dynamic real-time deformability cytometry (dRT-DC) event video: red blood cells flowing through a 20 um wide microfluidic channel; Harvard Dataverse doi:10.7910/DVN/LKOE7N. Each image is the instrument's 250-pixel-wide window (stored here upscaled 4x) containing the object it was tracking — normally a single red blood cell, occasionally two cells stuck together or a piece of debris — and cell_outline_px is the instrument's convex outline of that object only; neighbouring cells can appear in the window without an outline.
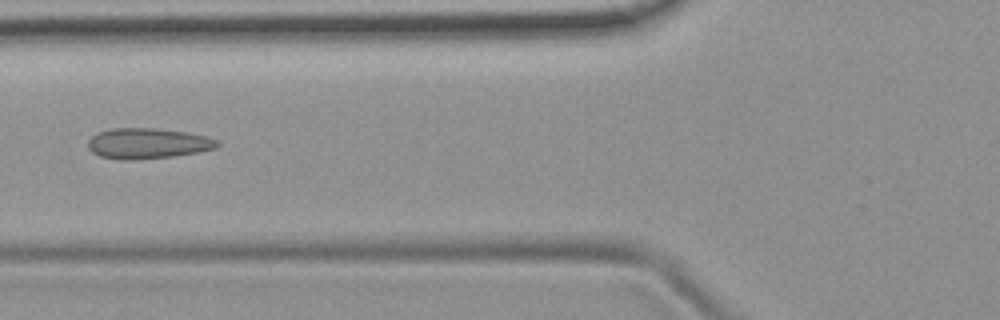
{"species": "common noctule bat (a hibernating species)", "species_latin": "Nyctalus noctula", "temperature_condition": "room temperature", "stored_images_in_passage": 6, "camera_frame_rate_fps": 3000, "um_per_image_px": 0.085, "animal": {"sex": "female", "body_mass_g": 19.9}, "frame": {"image": 1, "passage_image": 5, "time_ms": 5.667, "image_size_px": [1000, 320], "cell_outline_px": [[220, 144], [216, 148], [196, 152], [172, 156], [132, 160], [120, 160], [100, 156], [92, 152], [88, 148], [88, 140], [96, 132], [112, 128], [156, 128], [188, 132], [204, 136], [216, 140]], "centroid_in_image_um": [12.5, 12.18], "position_along_channel_um": 113.3, "area_um2": 23.0}}
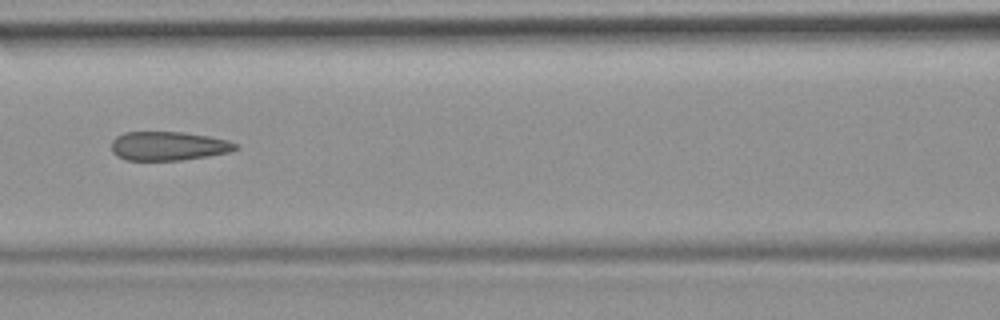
{"frame": {"image": 2, "passage_image": 6, "time_ms": 6.667, "image_size_px": [1000, 320], "cell_outline_px": [[236, 148], [228, 152], [208, 156], [180, 160], [128, 160], [116, 156], [112, 152], [112, 140], [116, 136], [124, 132], [180, 132], [208, 136], [228, 140], [236, 144]], "centroid_in_image_um": [14.26, 12.41], "position_along_channel_um": 152.3, "area_um2": 20.75}}